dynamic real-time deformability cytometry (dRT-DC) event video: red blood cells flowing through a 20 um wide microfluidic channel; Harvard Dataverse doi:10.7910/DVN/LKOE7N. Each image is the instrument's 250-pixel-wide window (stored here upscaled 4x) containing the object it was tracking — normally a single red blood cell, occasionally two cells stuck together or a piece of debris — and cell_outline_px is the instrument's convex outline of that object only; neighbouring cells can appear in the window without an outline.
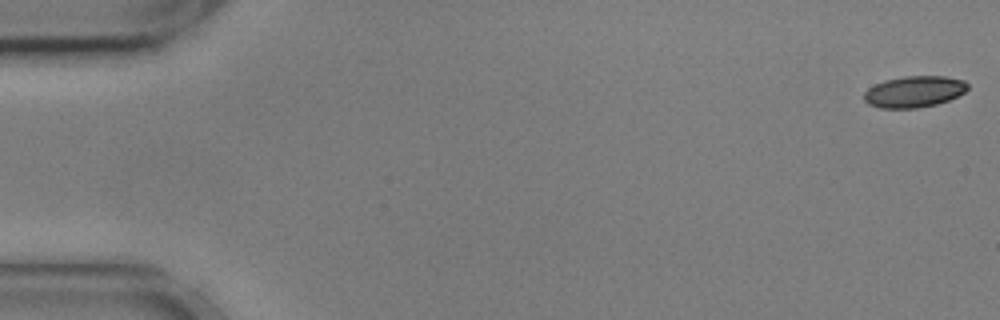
{"species": "common noctule bat (a hibernating species)", "species_latin": "Nyctalus noctula", "temperature_condition": "cold", "stored_images_in_passage": 56, "camera_frame_rate_fps": 3000, "um_per_image_px": 0.085, "animal": {"sex": "male", "body_mass_g": 17.9, "forearm_length_mm": 54.2}, "frame": {"image": 1, "passage_image": 1, "time_ms": 0.0, "image_size_px": [1000, 320], "cell_outline_px": [[968, 88], [964, 92], [948, 100], [936, 104], [916, 108], [880, 108], [868, 104], [864, 100], [864, 92], [868, 88], [884, 80], [904, 76], [944, 76], [964, 80], [968, 84]], "centroid_in_image_um": [77.68, 7.78], "position_along_channel_um": 7.3, "area_um2": 18.9}}
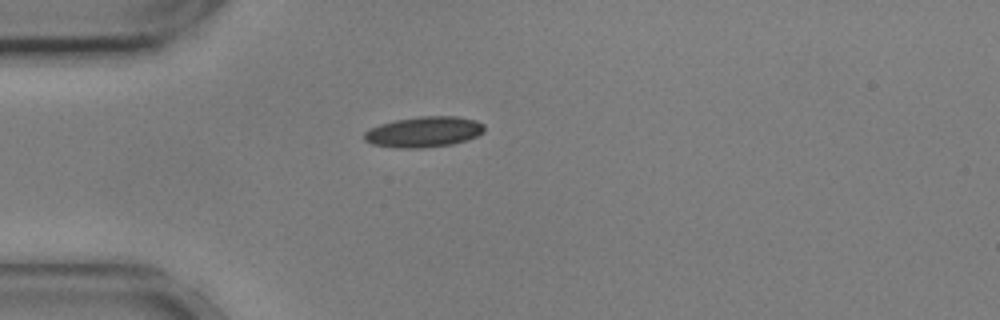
{"frame": {"image": 2, "passage_image": 15, "time_ms": 4.667, "image_size_px": [1000, 320], "cell_outline_px": [[484, 132], [468, 140], [452, 144], [424, 148], [396, 148], [372, 144], [364, 140], [364, 132], [368, 128], [380, 124], [396, 120], [420, 116], [456, 116], [476, 120], [484, 124]], "centroid_in_image_um": [36.02, 11.21], "position_along_channel_um": 49.0, "area_um2": 21.62}}
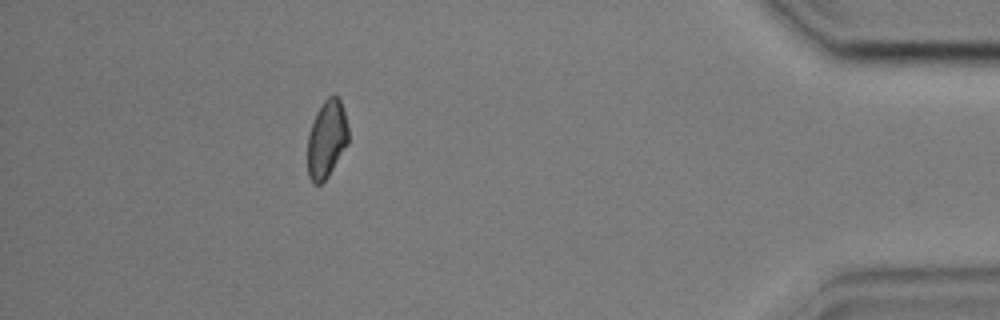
{"frame": {"image": 3, "passage_image": 50, "time_ms": 16.333, "image_size_px": [1000, 320], "cell_outline_px": [[348, 144], [328, 176], [320, 184], [312, 184], [308, 176], [308, 136], [316, 112], [324, 100], [328, 96], [336, 96], [340, 100], [344, 112], [348, 128]], "centroid_in_image_um": [27.76, 11.84], "position_along_channel_um": 407.4, "area_um2": 18.32}, "authors_computed_cell_mechanics": {"area_um2": 19.4208, "velocity_mm_per_s": 3.6072, "shape_relaxation_time_tau1_ms": null, "shape_relaxation_time_tau2_ms": 5.9277, "deformation_change_tau1": null, "deformation_change_tau2": 0.0982}}